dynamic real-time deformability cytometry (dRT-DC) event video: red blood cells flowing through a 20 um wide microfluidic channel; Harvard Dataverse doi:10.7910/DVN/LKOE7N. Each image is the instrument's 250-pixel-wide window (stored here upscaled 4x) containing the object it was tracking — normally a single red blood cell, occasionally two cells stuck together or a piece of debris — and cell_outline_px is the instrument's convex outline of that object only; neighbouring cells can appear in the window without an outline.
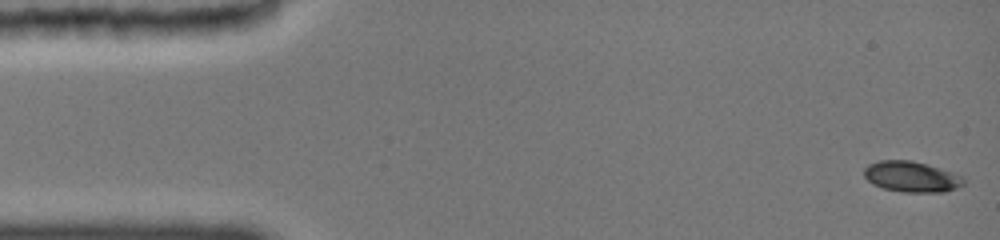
{"species": "common noctule bat (a hibernating species)", "species_latin": "Nyctalus noctula", "temperature_condition": "cold", "stored_images_in_passage": 44, "camera_frame_rate_fps": 3000, "um_per_image_px": 0.085, "animal": {"sex": "female", "body_mass_g": 19.0, "forearm_length_mm": 51.5}, "frame": {"image": 1, "passage_image": 1, "time_ms": 0.0, "image_size_px": [1000, 240], "cell_outline_px": [[964, 184], [956, 188], [944, 192], [904, 192], [884, 188], [872, 184], [864, 176], [864, 168], [868, 164], [880, 160], [908, 160], [928, 164], [952, 172], [960, 176], [964, 180]], "centroid_in_image_um": [77.45, 15.01], "position_along_channel_um": 7.5, "area_um2": 17.74}}
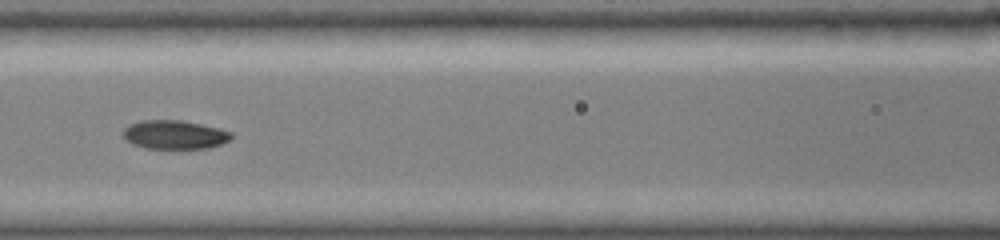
{"frame": {"image": 2, "passage_image": 19, "time_ms": 6.667, "image_size_px": [1000, 240], "cell_outline_px": [[232, 136], [228, 140], [220, 144], [208, 148], [180, 152], [144, 148], [132, 144], [124, 136], [124, 128], [140, 120], [180, 120], [216, 128], [232, 132]], "centroid_in_image_um": [14.83, 11.51], "position_along_channel_um": 151.8, "area_um2": 18.67}}
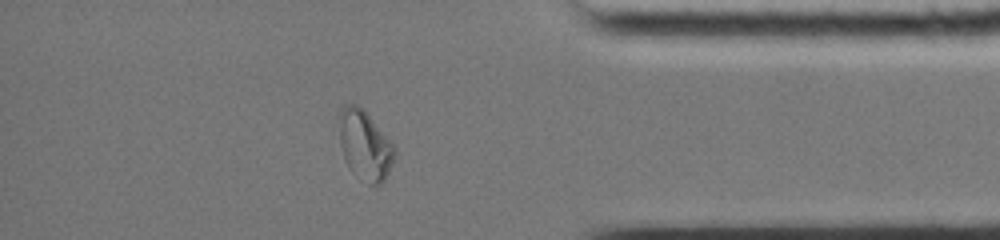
{"frame": {"image": 3, "passage_image": 38, "time_ms": 13.333, "image_size_px": [1000, 240], "cell_outline_px": [[396, 152], [392, 164], [384, 180], [380, 184], [368, 184], [352, 172], [348, 168], [344, 160], [340, 144], [336, 116], [340, 108], [344, 104], [356, 104], [364, 108], [396, 148]], "centroid_in_image_um": [30.96, 12.29], "position_along_channel_um": 404.2, "area_um2": 23.06}, "authors_computed_cell_mechanics": {"area_um2": 18.0914, "velocity_mm_per_s": 3.9554, "shape_relaxation_time_tau1_ms": null, "shape_relaxation_time_tau2_ms": 1.9886, "deformation_change_tau1": null, "deformation_change_tau2": 0.0428}}